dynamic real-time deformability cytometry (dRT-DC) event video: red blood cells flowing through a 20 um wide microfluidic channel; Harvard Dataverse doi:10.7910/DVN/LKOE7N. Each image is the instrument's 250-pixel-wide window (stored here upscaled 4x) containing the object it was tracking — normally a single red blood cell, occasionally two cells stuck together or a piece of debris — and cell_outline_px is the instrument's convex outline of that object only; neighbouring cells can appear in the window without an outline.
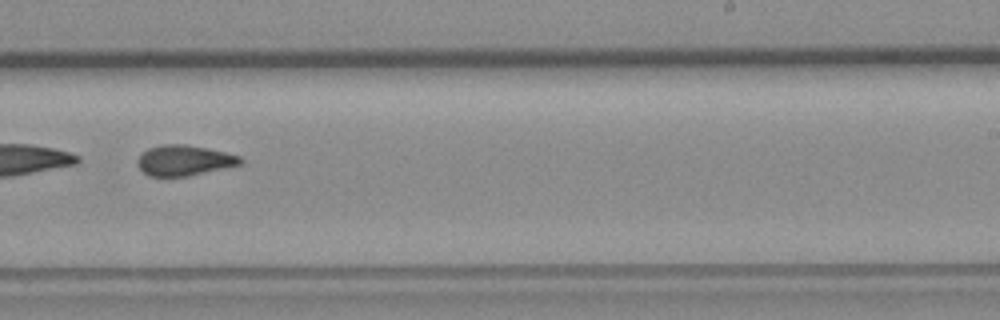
{"species": "common noctule bat (a hibernating species)", "species_latin": "Nyctalus noctula", "temperature_condition": "room temperature", "stored_images_in_passage": 51, "camera_frame_rate_fps": 3000, "um_per_image_px": 0.085, "animal": {"sex": "female", "body_mass_g": 19.3, "forearm_length_mm": 54.1}, "frame": {"image": 1, "passage_image": 31, "time_ms": 10.0, "image_size_px": [1000, 320], "cell_outline_px": [[244, 160], [240, 164], [188, 176], [148, 176], [136, 164], [136, 160], [148, 148], [164, 144], [184, 144], [224, 152], [240, 156]], "centroid_in_image_um": [15.62, 13.63], "position_along_channel_um": 273.4, "area_um2": 17.98}, "authors_computed_cell_mechanics": {"area_um2": 19.5942, "velocity_mm_per_s": 3.7917, "shape_relaxation_time_tau1_ms": null, "shape_relaxation_time_tau2_ms": 2.7948, "deformation_change_tau1": null, "deformation_change_tau2": 0.0859}}